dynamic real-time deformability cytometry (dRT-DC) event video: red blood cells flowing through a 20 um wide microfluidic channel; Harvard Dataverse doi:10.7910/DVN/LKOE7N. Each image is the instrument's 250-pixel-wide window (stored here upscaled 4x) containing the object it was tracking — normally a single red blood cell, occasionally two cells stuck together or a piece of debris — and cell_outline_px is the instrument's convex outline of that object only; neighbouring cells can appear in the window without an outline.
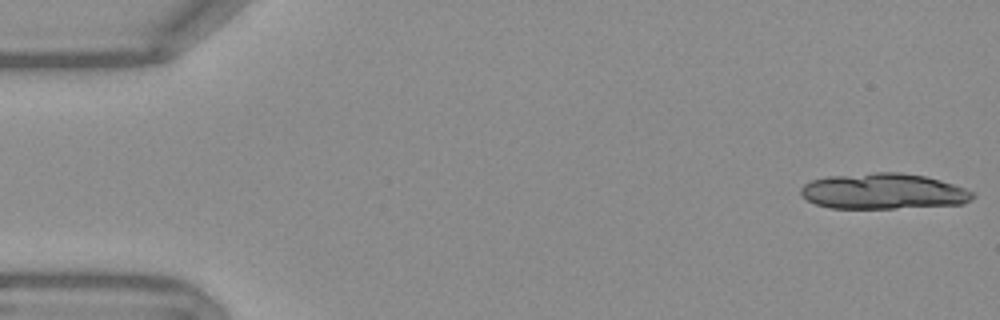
{"species": "Egyptian fruit bat (a non-hibernating species)", "species_latin": "Rousettus aegyptiacus", "temperature_condition": "warm", "stored_images_in_passage": 14, "camera_frame_rate_fps": 3000, "um_per_image_px": 0.085, "frame": {"image": 1, "passage_image": 1, "time_ms": 0.0, "image_size_px": [1000, 320], "cell_outline_px": [[976, 196], [972, 200], [964, 204], [896, 208], [832, 208], [816, 204], [800, 196], [800, 188], [804, 184], [812, 180], [828, 176], [872, 172], [900, 172], [924, 176], [940, 180], [964, 188], [972, 192]], "centroid_in_image_um": [75.07, 16.26], "position_along_channel_um": 9.9, "area_um2": 35.89}}